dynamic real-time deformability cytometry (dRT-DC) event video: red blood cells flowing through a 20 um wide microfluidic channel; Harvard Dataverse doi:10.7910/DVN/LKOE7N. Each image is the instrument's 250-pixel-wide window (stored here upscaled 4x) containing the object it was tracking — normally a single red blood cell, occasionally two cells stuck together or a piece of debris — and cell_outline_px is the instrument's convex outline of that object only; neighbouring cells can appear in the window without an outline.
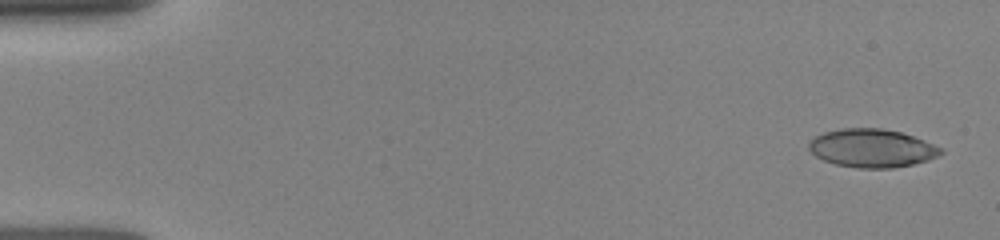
{"species": "human", "species_latin": "Homo sapiens", "temperature_condition": "room temperature", "stored_images_in_passage": 13, "camera_frame_rate_fps": 3000, "um_per_image_px": 0.085, "donor": {"sex": "female"}, "frame": {"image": 1, "passage_image": 1, "time_ms": 0.0, "image_size_px": [1000, 240], "cell_outline_px": [[944, 152], [928, 160], [912, 164], [892, 168], [856, 168], [836, 164], [824, 160], [816, 156], [808, 148], [808, 144], [816, 136], [824, 132], [840, 128], [884, 128], [900, 132], [924, 140], [944, 148]], "centroid_in_image_um": [74.12, 12.59], "position_along_channel_um": 10.9, "area_um2": 29.42}}
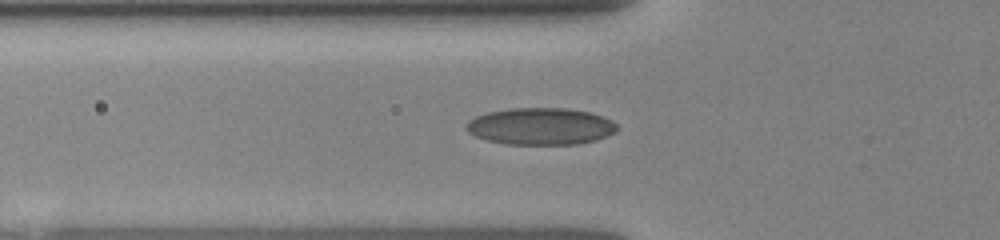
{"frame": {"image": 2, "passage_image": 11, "time_ms": 5.0, "image_size_px": [1000, 240], "cell_outline_px": [[620, 128], [616, 132], [608, 136], [596, 140], [576, 144], [508, 144], [484, 140], [468, 132], [464, 128], [464, 124], [468, 120], [476, 116], [488, 112], [508, 108], [568, 108], [588, 112], [612, 120]], "centroid_in_image_um": [45.93, 10.74], "position_along_channel_um": 79.9, "area_um2": 32.71}}
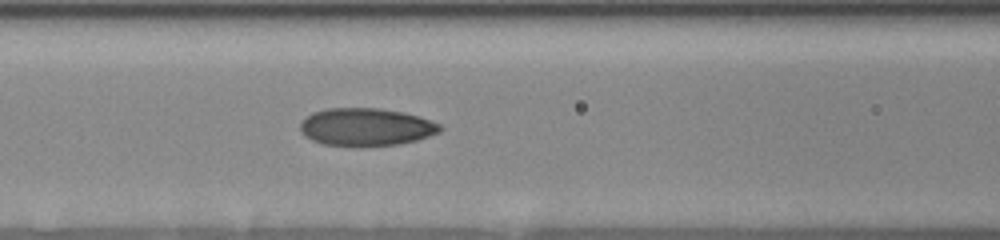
{"frame": {"image": 3, "passage_image": 13, "time_ms": 6.333, "image_size_px": [1000, 240], "cell_outline_px": [[444, 128], [440, 132], [416, 140], [400, 144], [360, 148], [324, 144], [312, 140], [304, 136], [300, 132], [300, 124], [312, 112], [328, 108], [380, 108], [404, 112], [440, 124]], "centroid_in_image_um": [31.1, 10.82], "position_along_channel_um": 135.5, "area_um2": 31.15}}